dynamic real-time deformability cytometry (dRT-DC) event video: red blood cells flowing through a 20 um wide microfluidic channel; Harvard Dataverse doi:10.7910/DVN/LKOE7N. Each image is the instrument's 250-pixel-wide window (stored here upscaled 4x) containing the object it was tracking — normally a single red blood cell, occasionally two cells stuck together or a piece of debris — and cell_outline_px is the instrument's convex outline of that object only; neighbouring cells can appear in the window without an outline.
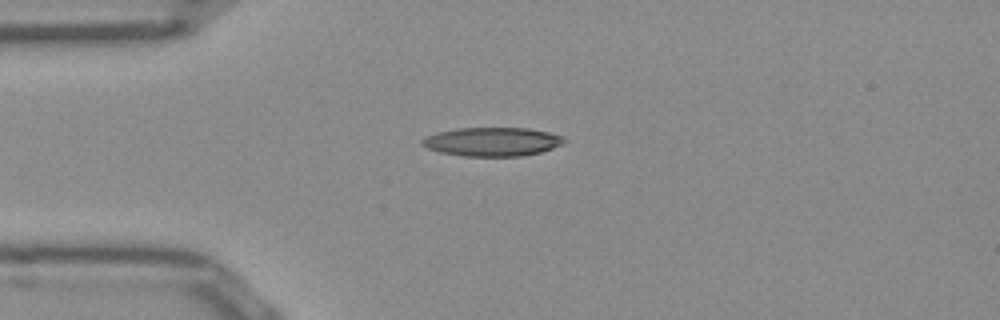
{"species": "Egyptian fruit bat (a non-hibernating species)", "species_latin": "Rousettus aegyptiacus", "temperature_condition": "room temperature", "stored_images_in_passage": 33, "camera_frame_rate_fps": 3000, "um_per_image_px": 0.085, "frame": {"image": 1, "passage_image": 1, "time_ms": 0.0, "image_size_px": [1000, 320], "cell_outline_px": [[568, 140], [564, 144], [540, 152], [520, 156], [460, 156], [440, 152], [428, 148], [420, 144], [420, 140], [424, 136], [436, 132], [456, 128], [528, 128], [548, 132], [564, 136]], "centroid_in_image_um": [41.83, 12.04], "position_along_channel_um": 43.2, "area_um2": 24.1}}
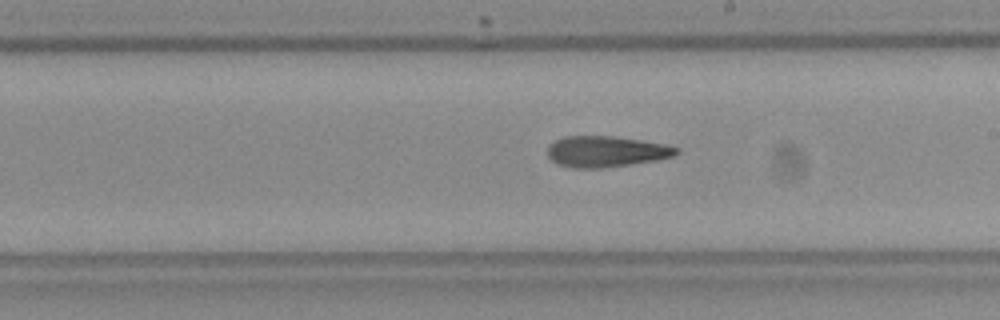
{"frame": {"image": 2, "passage_image": 17, "time_ms": 5.333, "image_size_px": [1000, 320], "cell_outline_px": [[680, 152], [672, 156], [656, 160], [604, 168], [572, 168], [556, 164], [548, 156], [548, 144], [564, 136], [612, 136], [640, 140], [664, 144], [680, 148]], "centroid_in_image_um": [51.49, 12.88], "position_along_channel_um": 237.5, "area_um2": 23.29}}
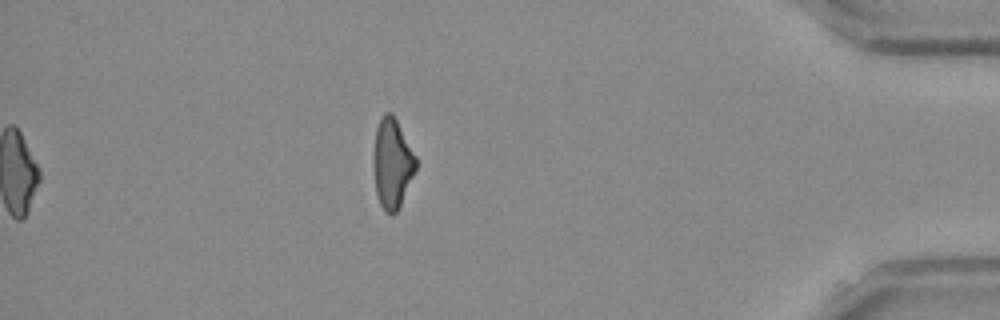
{"frame": {"image": 3, "passage_image": 33, "time_ms": 10.667, "image_size_px": [1000, 320], "cell_outline_px": [[416, 168], [400, 204], [396, 212], [392, 216], [380, 204], [376, 196], [372, 164], [372, 156], [376, 128], [384, 112], [392, 112], [416, 156]], "centroid_in_image_um": [33.3, 13.86], "position_along_channel_um": 401.9, "area_um2": 22.14}, "authors_computed_cell_mechanics": {"area_um2": 23.6402, "velocity_mm_per_s": 3.9608, "shape_relaxation_time_tau1_ms": null, "shape_relaxation_time_tau2_ms": 9.5828, "deformation_change_tau1": null, "deformation_change_tau2": 0.2581}}